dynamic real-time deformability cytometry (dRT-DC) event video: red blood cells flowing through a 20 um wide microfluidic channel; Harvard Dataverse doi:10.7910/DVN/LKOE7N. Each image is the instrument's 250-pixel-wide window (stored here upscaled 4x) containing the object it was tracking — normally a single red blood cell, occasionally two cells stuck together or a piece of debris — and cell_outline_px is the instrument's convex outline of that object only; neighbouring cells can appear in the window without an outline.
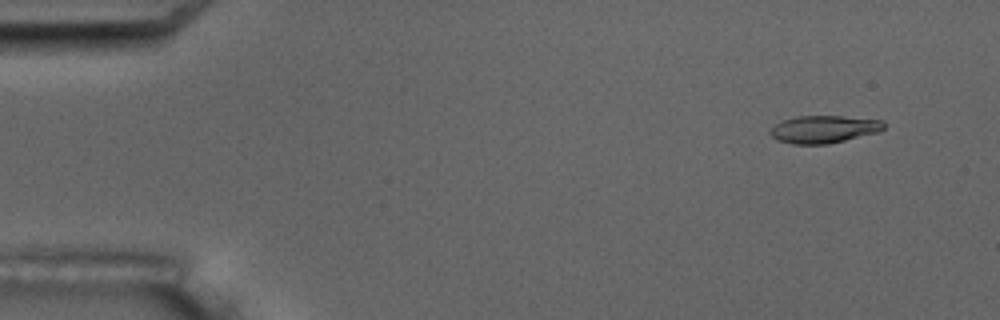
{"species": "common noctule bat (a hibernating species)", "species_latin": "Nyctalus noctula", "temperature_condition": "room temperature", "stored_images_in_passage": 5, "camera_frame_rate_fps": 3000, "um_per_image_px": 0.085, "animal": {"sex": "male", "body_mass_g": 17.5, "forearm_length_mm": 52.3}, "frame": {"image": 1, "passage_image": 2, "time_ms": 1.0, "image_size_px": [1000, 320], "cell_outline_px": [[884, 128], [880, 132], [828, 144], [792, 144], [776, 140], [768, 132], [780, 120], [796, 116], [844, 116], [884, 120]], "centroid_in_image_um": [70.03, 10.98], "position_along_channel_um": 15.0, "area_um2": 18.44}}
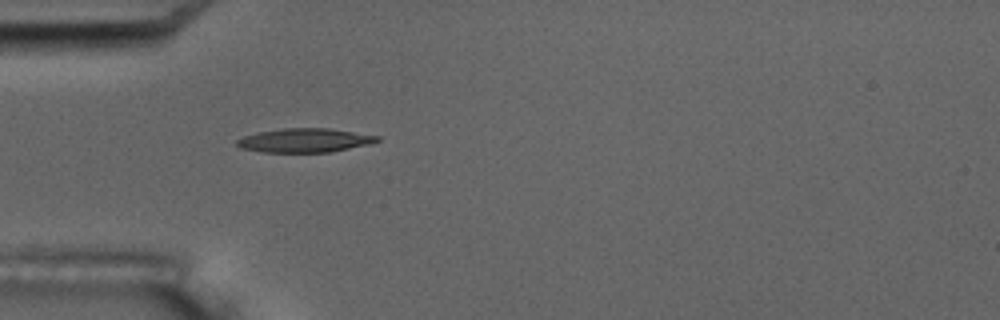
{"frame": {"image": 2, "passage_image": 5, "time_ms": 5.333, "image_size_px": [1000, 320], "cell_outline_px": [[380, 140], [368, 144], [332, 152], [264, 152], [240, 148], [236, 144], [236, 140], [244, 136], [256, 132], [284, 128], [328, 128], [380, 136]], "centroid_in_image_um": [25.88, 11.93], "position_along_channel_um": 59.1, "area_um2": 19.54}}